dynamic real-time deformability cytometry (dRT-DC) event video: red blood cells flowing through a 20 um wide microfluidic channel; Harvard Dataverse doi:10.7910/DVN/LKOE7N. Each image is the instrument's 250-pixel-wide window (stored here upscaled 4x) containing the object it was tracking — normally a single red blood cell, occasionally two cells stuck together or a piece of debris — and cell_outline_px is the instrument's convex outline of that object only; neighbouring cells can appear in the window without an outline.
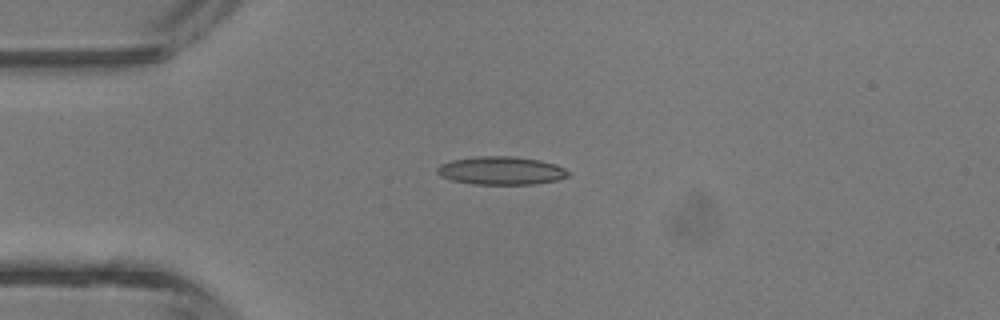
{"species": "common noctule bat (a hibernating species)", "species_latin": "Nyctalus noctula", "temperature_condition": "room temperature", "stored_images_in_passage": 4, "camera_frame_rate_fps": 3000, "um_per_image_px": 0.085, "animal": {"sex": "male", "body_mass_g": 13.3}, "frame": {"image": 1, "passage_image": 3, "time_ms": 3.333, "image_size_px": [1000, 320], "cell_outline_px": [[572, 172], [568, 176], [556, 180], [536, 184], [472, 184], [452, 180], [440, 176], [436, 172], [436, 168], [440, 164], [452, 160], [476, 156], [516, 156], [540, 160], [556, 164]], "centroid_in_image_um": [42.6, 14.5], "position_along_channel_um": 42.4, "area_um2": 21.73}}